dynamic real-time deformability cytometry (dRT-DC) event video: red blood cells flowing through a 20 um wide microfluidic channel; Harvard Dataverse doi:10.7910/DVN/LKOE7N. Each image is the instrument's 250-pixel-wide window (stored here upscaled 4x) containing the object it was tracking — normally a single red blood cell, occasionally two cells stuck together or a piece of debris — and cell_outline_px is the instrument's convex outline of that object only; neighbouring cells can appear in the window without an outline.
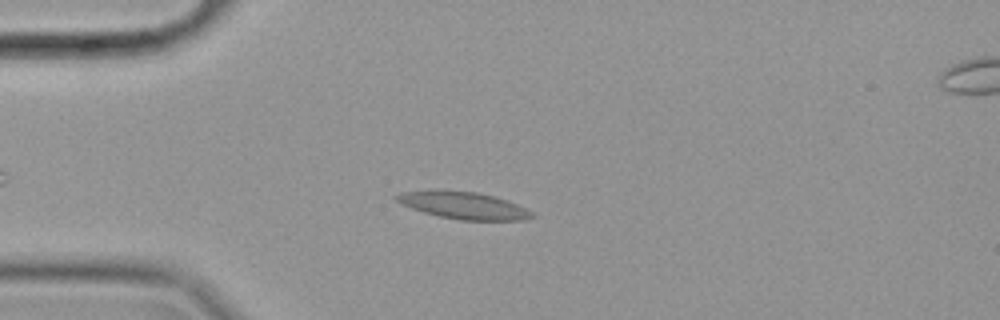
{"species": "common noctule bat (a hibernating species)", "species_latin": "Nyctalus noctula", "temperature_condition": "cold", "stored_images_in_passage": 54, "camera_frame_rate_fps": 3000, "um_per_image_px": 0.085, "animal": {"sex": "female", "body_mass_g": 19.9}, "frame": {"image": 1, "passage_image": 11, "time_ms": 3.333, "image_size_px": [1000, 320], "cell_outline_px": [[536, 216], [524, 220], [460, 220], [440, 216], [424, 212], [400, 204], [392, 196], [400, 192], [428, 188], [476, 192], [496, 196], [516, 204], [532, 212]], "centroid_in_image_um": [39.31, 17.42], "position_along_channel_um": 45.7, "area_um2": 21.79}}
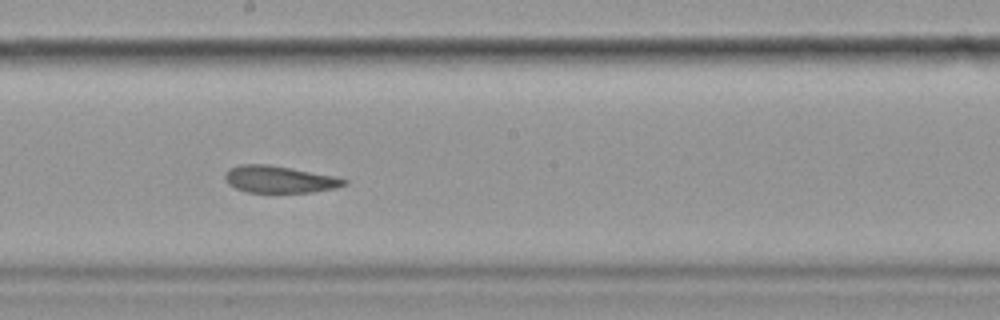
{"frame": {"image": 2, "passage_image": 28, "time_ms": 9.0, "image_size_px": [1000, 320], "cell_outline_px": [[348, 184], [336, 188], [312, 192], [248, 192], [236, 188], [228, 184], [224, 176], [228, 168], [240, 164], [268, 164], [336, 176], [348, 180]], "centroid_in_image_um": [23.76, 15.24], "position_along_channel_um": 224.4, "area_um2": 18.79}}
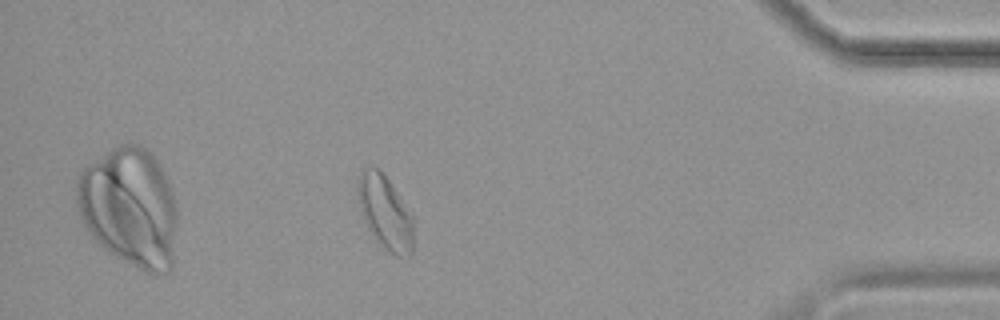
{"frame": {"image": 3, "passage_image": 47, "time_ms": 15.333, "image_size_px": [1000, 320], "cell_outline_px": [[416, 220], [412, 252], [408, 256], [396, 256], [376, 244], [364, 220], [360, 208], [360, 172], [364, 168], [380, 168]], "centroid_in_image_um": [32.81, 18.14], "position_along_channel_um": 402.4, "area_um2": 23.99}, "authors_computed_cell_mechanics": {"area_um2": 21.2993, "velocity_mm_per_s": 3.4589, "shape_relaxation_time_tau1_ms": null, "shape_relaxation_time_tau2_ms": 3.7688, "deformation_change_tau1": null, "deformation_change_tau2": 0.1099}}